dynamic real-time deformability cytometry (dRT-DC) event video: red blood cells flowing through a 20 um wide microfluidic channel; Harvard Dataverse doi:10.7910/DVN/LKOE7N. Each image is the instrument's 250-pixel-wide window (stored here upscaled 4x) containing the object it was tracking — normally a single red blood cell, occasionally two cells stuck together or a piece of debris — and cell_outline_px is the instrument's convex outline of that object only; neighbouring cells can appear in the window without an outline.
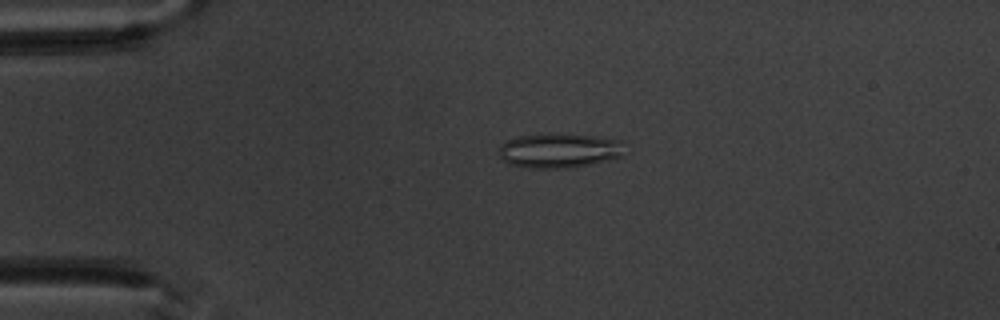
{"species": "common noctule bat (a hibernating species)", "species_latin": "Nyctalus noctula", "temperature_condition": "warm", "stored_images_in_passage": 5, "camera_frame_rate_fps": 3000, "um_per_image_px": 0.085, "animal": {"sex": "male", "body_mass_g": 20.1, "forearm_length_mm": 53.5}, "frame": {"image": 1, "passage_image": 4, "time_ms": 3.333, "image_size_px": [1000, 320], "cell_outline_px": [[624, 156], [608, 160], [572, 168], [528, 168], [508, 164], [500, 160], [500, 144], [504, 140], [516, 136], [592, 136], [624, 140]], "centroid_in_image_um": [47.54, 12.84], "position_along_channel_um": 37.5, "area_um2": 25.03}}